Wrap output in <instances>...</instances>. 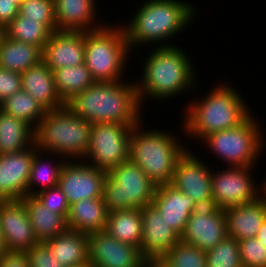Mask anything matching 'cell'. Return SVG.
Returning <instances> with one entry per match:
<instances>
[{
  "mask_svg": "<svg viewBox=\"0 0 266 267\" xmlns=\"http://www.w3.org/2000/svg\"><path fill=\"white\" fill-rule=\"evenodd\" d=\"M129 82V83H128ZM95 81L74 95L65 105L76 115L90 123H116L136 126L141 120L142 105L136 81Z\"/></svg>",
  "mask_w": 266,
  "mask_h": 267,
  "instance_id": "1",
  "label": "cell"
},
{
  "mask_svg": "<svg viewBox=\"0 0 266 267\" xmlns=\"http://www.w3.org/2000/svg\"><path fill=\"white\" fill-rule=\"evenodd\" d=\"M192 4L182 0L144 1L134 12L130 23L122 25L129 49L150 43L160 44L159 47L174 46L175 43L167 41L174 35L183 33L191 21H194L196 10Z\"/></svg>",
  "mask_w": 266,
  "mask_h": 267,
  "instance_id": "2",
  "label": "cell"
},
{
  "mask_svg": "<svg viewBox=\"0 0 266 267\" xmlns=\"http://www.w3.org/2000/svg\"><path fill=\"white\" fill-rule=\"evenodd\" d=\"M156 46L152 53L146 55L143 76L136 81L141 105L146 101L145 98L154 101L176 98L184 91L189 93L194 89V83L196 84V69L181 47Z\"/></svg>",
  "mask_w": 266,
  "mask_h": 267,
  "instance_id": "3",
  "label": "cell"
},
{
  "mask_svg": "<svg viewBox=\"0 0 266 267\" xmlns=\"http://www.w3.org/2000/svg\"><path fill=\"white\" fill-rule=\"evenodd\" d=\"M215 86L204 99L195 98L186 106L182 130L187 137L202 141L209 134L237 127L251 115L235 87L227 83Z\"/></svg>",
  "mask_w": 266,
  "mask_h": 267,
  "instance_id": "4",
  "label": "cell"
},
{
  "mask_svg": "<svg viewBox=\"0 0 266 267\" xmlns=\"http://www.w3.org/2000/svg\"><path fill=\"white\" fill-rule=\"evenodd\" d=\"M92 123L76 116L66 105L46 111L34 129L37 149L50 156L71 161L85 158Z\"/></svg>",
  "mask_w": 266,
  "mask_h": 267,
  "instance_id": "5",
  "label": "cell"
},
{
  "mask_svg": "<svg viewBox=\"0 0 266 267\" xmlns=\"http://www.w3.org/2000/svg\"><path fill=\"white\" fill-rule=\"evenodd\" d=\"M143 122L132 129L130 160L137 164L156 185L171 184L178 159L189 148L174 133L142 130ZM179 139V140H178Z\"/></svg>",
  "mask_w": 266,
  "mask_h": 267,
  "instance_id": "6",
  "label": "cell"
},
{
  "mask_svg": "<svg viewBox=\"0 0 266 267\" xmlns=\"http://www.w3.org/2000/svg\"><path fill=\"white\" fill-rule=\"evenodd\" d=\"M120 25L110 26L105 23L99 29L85 32L84 64L95 81L123 80L130 49L123 26Z\"/></svg>",
  "mask_w": 266,
  "mask_h": 267,
  "instance_id": "7",
  "label": "cell"
},
{
  "mask_svg": "<svg viewBox=\"0 0 266 267\" xmlns=\"http://www.w3.org/2000/svg\"><path fill=\"white\" fill-rule=\"evenodd\" d=\"M156 185L131 160L107 173L103 184V201L108 213L142 208L154 199Z\"/></svg>",
  "mask_w": 266,
  "mask_h": 267,
  "instance_id": "8",
  "label": "cell"
},
{
  "mask_svg": "<svg viewBox=\"0 0 266 267\" xmlns=\"http://www.w3.org/2000/svg\"><path fill=\"white\" fill-rule=\"evenodd\" d=\"M250 115L232 129L214 132L202 141L227 166H255L263 150L264 135L257 118Z\"/></svg>",
  "mask_w": 266,
  "mask_h": 267,
  "instance_id": "9",
  "label": "cell"
},
{
  "mask_svg": "<svg viewBox=\"0 0 266 267\" xmlns=\"http://www.w3.org/2000/svg\"><path fill=\"white\" fill-rule=\"evenodd\" d=\"M132 129L130 125L116 123L92 124L85 162L108 173L130 160Z\"/></svg>",
  "mask_w": 266,
  "mask_h": 267,
  "instance_id": "10",
  "label": "cell"
},
{
  "mask_svg": "<svg viewBox=\"0 0 266 267\" xmlns=\"http://www.w3.org/2000/svg\"><path fill=\"white\" fill-rule=\"evenodd\" d=\"M254 167L228 166L220 172L219 170L213 171L212 169V197L214 207L226 210L242 204L251 203L262 196L263 184L258 189V186L255 184L256 181L252 178L251 171Z\"/></svg>",
  "mask_w": 266,
  "mask_h": 267,
  "instance_id": "11",
  "label": "cell"
},
{
  "mask_svg": "<svg viewBox=\"0 0 266 267\" xmlns=\"http://www.w3.org/2000/svg\"><path fill=\"white\" fill-rule=\"evenodd\" d=\"M192 151L188 148L178 159L171 185L193 199L198 207L214 206L212 169Z\"/></svg>",
  "mask_w": 266,
  "mask_h": 267,
  "instance_id": "12",
  "label": "cell"
},
{
  "mask_svg": "<svg viewBox=\"0 0 266 267\" xmlns=\"http://www.w3.org/2000/svg\"><path fill=\"white\" fill-rule=\"evenodd\" d=\"M107 172L92 167L84 160L67 161L61 172L58 186L69 205L83 199L102 198Z\"/></svg>",
  "mask_w": 266,
  "mask_h": 267,
  "instance_id": "13",
  "label": "cell"
},
{
  "mask_svg": "<svg viewBox=\"0 0 266 267\" xmlns=\"http://www.w3.org/2000/svg\"><path fill=\"white\" fill-rule=\"evenodd\" d=\"M227 236L224 210L214 206L195 209L181 235V240L205 252L213 249Z\"/></svg>",
  "mask_w": 266,
  "mask_h": 267,
  "instance_id": "14",
  "label": "cell"
},
{
  "mask_svg": "<svg viewBox=\"0 0 266 267\" xmlns=\"http://www.w3.org/2000/svg\"><path fill=\"white\" fill-rule=\"evenodd\" d=\"M0 231L7 252L25 253L38 243L22 200L0 201Z\"/></svg>",
  "mask_w": 266,
  "mask_h": 267,
  "instance_id": "15",
  "label": "cell"
},
{
  "mask_svg": "<svg viewBox=\"0 0 266 267\" xmlns=\"http://www.w3.org/2000/svg\"><path fill=\"white\" fill-rule=\"evenodd\" d=\"M89 262L95 267H142L145 259L134 245L118 241L107 231L88 235Z\"/></svg>",
  "mask_w": 266,
  "mask_h": 267,
  "instance_id": "16",
  "label": "cell"
},
{
  "mask_svg": "<svg viewBox=\"0 0 266 267\" xmlns=\"http://www.w3.org/2000/svg\"><path fill=\"white\" fill-rule=\"evenodd\" d=\"M37 151L34 143L22 151L0 155V201L21 200L27 196L32 161Z\"/></svg>",
  "mask_w": 266,
  "mask_h": 267,
  "instance_id": "17",
  "label": "cell"
},
{
  "mask_svg": "<svg viewBox=\"0 0 266 267\" xmlns=\"http://www.w3.org/2000/svg\"><path fill=\"white\" fill-rule=\"evenodd\" d=\"M141 215V256L145 260H158L172 249L181 237L169 227L153 204L142 207Z\"/></svg>",
  "mask_w": 266,
  "mask_h": 267,
  "instance_id": "18",
  "label": "cell"
},
{
  "mask_svg": "<svg viewBox=\"0 0 266 267\" xmlns=\"http://www.w3.org/2000/svg\"><path fill=\"white\" fill-rule=\"evenodd\" d=\"M85 32L54 31L42 49V61L52 70L84 64Z\"/></svg>",
  "mask_w": 266,
  "mask_h": 267,
  "instance_id": "19",
  "label": "cell"
},
{
  "mask_svg": "<svg viewBox=\"0 0 266 267\" xmlns=\"http://www.w3.org/2000/svg\"><path fill=\"white\" fill-rule=\"evenodd\" d=\"M152 204L159 210L169 227L180 237L191 213L198 208L193 199L171 184L156 186Z\"/></svg>",
  "mask_w": 266,
  "mask_h": 267,
  "instance_id": "20",
  "label": "cell"
},
{
  "mask_svg": "<svg viewBox=\"0 0 266 267\" xmlns=\"http://www.w3.org/2000/svg\"><path fill=\"white\" fill-rule=\"evenodd\" d=\"M97 0H54L57 31L88 32L101 28L97 21ZM95 21V22H94ZM99 24V25H98Z\"/></svg>",
  "mask_w": 266,
  "mask_h": 267,
  "instance_id": "21",
  "label": "cell"
},
{
  "mask_svg": "<svg viewBox=\"0 0 266 267\" xmlns=\"http://www.w3.org/2000/svg\"><path fill=\"white\" fill-rule=\"evenodd\" d=\"M227 236L237 241L255 237L266 220V196L257 200L224 210Z\"/></svg>",
  "mask_w": 266,
  "mask_h": 267,
  "instance_id": "22",
  "label": "cell"
},
{
  "mask_svg": "<svg viewBox=\"0 0 266 267\" xmlns=\"http://www.w3.org/2000/svg\"><path fill=\"white\" fill-rule=\"evenodd\" d=\"M21 85L47 111L65 106L56 90L53 72L43 61L21 73Z\"/></svg>",
  "mask_w": 266,
  "mask_h": 267,
  "instance_id": "23",
  "label": "cell"
},
{
  "mask_svg": "<svg viewBox=\"0 0 266 267\" xmlns=\"http://www.w3.org/2000/svg\"><path fill=\"white\" fill-rule=\"evenodd\" d=\"M108 210L103 198L79 200L70 205L68 228L87 235L105 230Z\"/></svg>",
  "mask_w": 266,
  "mask_h": 267,
  "instance_id": "24",
  "label": "cell"
},
{
  "mask_svg": "<svg viewBox=\"0 0 266 267\" xmlns=\"http://www.w3.org/2000/svg\"><path fill=\"white\" fill-rule=\"evenodd\" d=\"M44 243L65 267L80 266L89 261V240L85 233L68 229Z\"/></svg>",
  "mask_w": 266,
  "mask_h": 267,
  "instance_id": "25",
  "label": "cell"
},
{
  "mask_svg": "<svg viewBox=\"0 0 266 267\" xmlns=\"http://www.w3.org/2000/svg\"><path fill=\"white\" fill-rule=\"evenodd\" d=\"M21 200L27 208L33 232L38 242H45L69 229L67 218L64 215L49 211L34 196H26Z\"/></svg>",
  "mask_w": 266,
  "mask_h": 267,
  "instance_id": "26",
  "label": "cell"
},
{
  "mask_svg": "<svg viewBox=\"0 0 266 267\" xmlns=\"http://www.w3.org/2000/svg\"><path fill=\"white\" fill-rule=\"evenodd\" d=\"M42 61V49L4 35L0 43V68L23 73Z\"/></svg>",
  "mask_w": 266,
  "mask_h": 267,
  "instance_id": "27",
  "label": "cell"
},
{
  "mask_svg": "<svg viewBox=\"0 0 266 267\" xmlns=\"http://www.w3.org/2000/svg\"><path fill=\"white\" fill-rule=\"evenodd\" d=\"M34 144V128L0 109V155L22 151Z\"/></svg>",
  "mask_w": 266,
  "mask_h": 267,
  "instance_id": "28",
  "label": "cell"
},
{
  "mask_svg": "<svg viewBox=\"0 0 266 267\" xmlns=\"http://www.w3.org/2000/svg\"><path fill=\"white\" fill-rule=\"evenodd\" d=\"M105 231L118 241L140 249L142 238L141 208L109 212Z\"/></svg>",
  "mask_w": 266,
  "mask_h": 267,
  "instance_id": "29",
  "label": "cell"
},
{
  "mask_svg": "<svg viewBox=\"0 0 266 267\" xmlns=\"http://www.w3.org/2000/svg\"><path fill=\"white\" fill-rule=\"evenodd\" d=\"M52 72L56 90L64 103L95 82L85 64L63 67Z\"/></svg>",
  "mask_w": 266,
  "mask_h": 267,
  "instance_id": "30",
  "label": "cell"
},
{
  "mask_svg": "<svg viewBox=\"0 0 266 267\" xmlns=\"http://www.w3.org/2000/svg\"><path fill=\"white\" fill-rule=\"evenodd\" d=\"M41 154L44 155V152L38 150L33 158L27 184V196H35L38 192L58 186L60 172L67 161L63 158V160L52 161V163L49 159H45L46 156L43 159ZM46 160L50 162H46ZM37 185L40 187L39 190L38 187L35 188Z\"/></svg>",
  "mask_w": 266,
  "mask_h": 267,
  "instance_id": "31",
  "label": "cell"
},
{
  "mask_svg": "<svg viewBox=\"0 0 266 267\" xmlns=\"http://www.w3.org/2000/svg\"><path fill=\"white\" fill-rule=\"evenodd\" d=\"M0 109L9 115L24 120L34 129L47 111L36 99L22 89L2 101Z\"/></svg>",
  "mask_w": 266,
  "mask_h": 267,
  "instance_id": "32",
  "label": "cell"
},
{
  "mask_svg": "<svg viewBox=\"0 0 266 267\" xmlns=\"http://www.w3.org/2000/svg\"><path fill=\"white\" fill-rule=\"evenodd\" d=\"M5 35L13 40L36 45L43 49L52 35V32L40 20H33L17 15L14 20L5 27Z\"/></svg>",
  "mask_w": 266,
  "mask_h": 267,
  "instance_id": "33",
  "label": "cell"
},
{
  "mask_svg": "<svg viewBox=\"0 0 266 267\" xmlns=\"http://www.w3.org/2000/svg\"><path fill=\"white\" fill-rule=\"evenodd\" d=\"M160 260L166 267H207L206 252L182 240Z\"/></svg>",
  "mask_w": 266,
  "mask_h": 267,
  "instance_id": "34",
  "label": "cell"
},
{
  "mask_svg": "<svg viewBox=\"0 0 266 267\" xmlns=\"http://www.w3.org/2000/svg\"><path fill=\"white\" fill-rule=\"evenodd\" d=\"M206 262L207 267H243L238 241L226 236L213 249L206 252Z\"/></svg>",
  "mask_w": 266,
  "mask_h": 267,
  "instance_id": "35",
  "label": "cell"
},
{
  "mask_svg": "<svg viewBox=\"0 0 266 267\" xmlns=\"http://www.w3.org/2000/svg\"><path fill=\"white\" fill-rule=\"evenodd\" d=\"M19 15L40 20L51 32L57 31L54 0H24L19 6Z\"/></svg>",
  "mask_w": 266,
  "mask_h": 267,
  "instance_id": "36",
  "label": "cell"
},
{
  "mask_svg": "<svg viewBox=\"0 0 266 267\" xmlns=\"http://www.w3.org/2000/svg\"><path fill=\"white\" fill-rule=\"evenodd\" d=\"M243 267H266V246L256 237L238 241Z\"/></svg>",
  "mask_w": 266,
  "mask_h": 267,
  "instance_id": "37",
  "label": "cell"
},
{
  "mask_svg": "<svg viewBox=\"0 0 266 267\" xmlns=\"http://www.w3.org/2000/svg\"><path fill=\"white\" fill-rule=\"evenodd\" d=\"M34 197L49 211L68 218L70 205L59 186L38 192Z\"/></svg>",
  "mask_w": 266,
  "mask_h": 267,
  "instance_id": "38",
  "label": "cell"
},
{
  "mask_svg": "<svg viewBox=\"0 0 266 267\" xmlns=\"http://www.w3.org/2000/svg\"><path fill=\"white\" fill-rule=\"evenodd\" d=\"M30 267H65L49 250L44 242H38L25 252Z\"/></svg>",
  "mask_w": 266,
  "mask_h": 267,
  "instance_id": "39",
  "label": "cell"
},
{
  "mask_svg": "<svg viewBox=\"0 0 266 267\" xmlns=\"http://www.w3.org/2000/svg\"><path fill=\"white\" fill-rule=\"evenodd\" d=\"M21 89V74L0 68V103Z\"/></svg>",
  "mask_w": 266,
  "mask_h": 267,
  "instance_id": "40",
  "label": "cell"
},
{
  "mask_svg": "<svg viewBox=\"0 0 266 267\" xmlns=\"http://www.w3.org/2000/svg\"><path fill=\"white\" fill-rule=\"evenodd\" d=\"M19 14V6L12 0H0V26L7 27Z\"/></svg>",
  "mask_w": 266,
  "mask_h": 267,
  "instance_id": "41",
  "label": "cell"
},
{
  "mask_svg": "<svg viewBox=\"0 0 266 267\" xmlns=\"http://www.w3.org/2000/svg\"><path fill=\"white\" fill-rule=\"evenodd\" d=\"M0 267H30L25 253L6 252L0 257Z\"/></svg>",
  "mask_w": 266,
  "mask_h": 267,
  "instance_id": "42",
  "label": "cell"
},
{
  "mask_svg": "<svg viewBox=\"0 0 266 267\" xmlns=\"http://www.w3.org/2000/svg\"><path fill=\"white\" fill-rule=\"evenodd\" d=\"M255 237L266 246V220L259 228V231L257 232Z\"/></svg>",
  "mask_w": 266,
  "mask_h": 267,
  "instance_id": "43",
  "label": "cell"
},
{
  "mask_svg": "<svg viewBox=\"0 0 266 267\" xmlns=\"http://www.w3.org/2000/svg\"><path fill=\"white\" fill-rule=\"evenodd\" d=\"M142 267H166L163 262L158 260H145Z\"/></svg>",
  "mask_w": 266,
  "mask_h": 267,
  "instance_id": "44",
  "label": "cell"
},
{
  "mask_svg": "<svg viewBox=\"0 0 266 267\" xmlns=\"http://www.w3.org/2000/svg\"><path fill=\"white\" fill-rule=\"evenodd\" d=\"M7 251H6V246H5V243H4V238H3V235L1 234V231H0V257L5 254Z\"/></svg>",
  "mask_w": 266,
  "mask_h": 267,
  "instance_id": "45",
  "label": "cell"
},
{
  "mask_svg": "<svg viewBox=\"0 0 266 267\" xmlns=\"http://www.w3.org/2000/svg\"><path fill=\"white\" fill-rule=\"evenodd\" d=\"M4 35H5V28L0 26V43H1V40L3 39Z\"/></svg>",
  "mask_w": 266,
  "mask_h": 267,
  "instance_id": "46",
  "label": "cell"
},
{
  "mask_svg": "<svg viewBox=\"0 0 266 267\" xmlns=\"http://www.w3.org/2000/svg\"><path fill=\"white\" fill-rule=\"evenodd\" d=\"M75 267H95V266L91 262L88 261L87 263H84L80 266H75Z\"/></svg>",
  "mask_w": 266,
  "mask_h": 267,
  "instance_id": "47",
  "label": "cell"
},
{
  "mask_svg": "<svg viewBox=\"0 0 266 267\" xmlns=\"http://www.w3.org/2000/svg\"><path fill=\"white\" fill-rule=\"evenodd\" d=\"M15 4H17L18 6L21 5V3L24 1V0H12Z\"/></svg>",
  "mask_w": 266,
  "mask_h": 267,
  "instance_id": "48",
  "label": "cell"
},
{
  "mask_svg": "<svg viewBox=\"0 0 266 267\" xmlns=\"http://www.w3.org/2000/svg\"><path fill=\"white\" fill-rule=\"evenodd\" d=\"M263 194L266 196V181L263 183Z\"/></svg>",
  "mask_w": 266,
  "mask_h": 267,
  "instance_id": "49",
  "label": "cell"
}]
</instances>
